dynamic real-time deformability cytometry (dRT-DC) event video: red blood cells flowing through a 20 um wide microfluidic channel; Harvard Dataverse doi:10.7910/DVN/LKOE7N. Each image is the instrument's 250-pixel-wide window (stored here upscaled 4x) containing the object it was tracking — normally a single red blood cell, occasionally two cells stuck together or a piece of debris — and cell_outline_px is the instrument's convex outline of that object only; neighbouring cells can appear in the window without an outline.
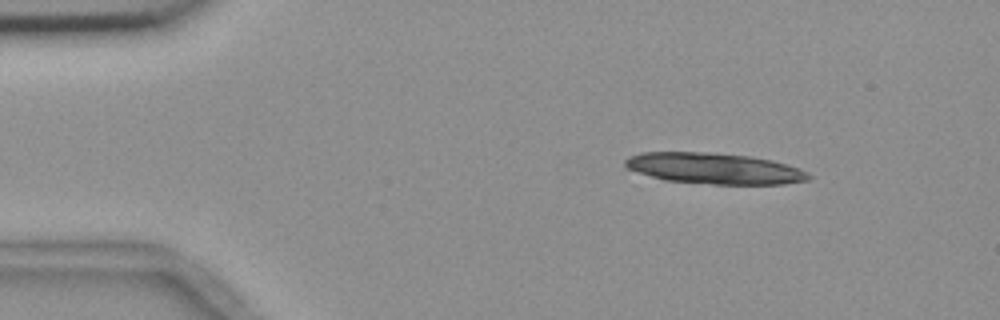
{"species": "common noctule bat (a hibernating species)", "species_latin": "Nyctalus noctula", "temperature_condition": "room temperature", "stored_images_in_passage": 10, "camera_frame_rate_fps": 3000, "um_per_image_px": 0.085, "animal": {"sex": "female", "body_mass_g": 18.4}, "frame": {"image": 1, "passage_image": 1, "time_ms": 0.0, "image_size_px": [1000, 320], "cell_outline_px": [[812, 176], [808, 180], [784, 184], [712, 184], [664, 180], [624, 168], [624, 160], [628, 156], [640, 152], [708, 152], [748, 156], [772, 160], [800, 168], [808, 172]], "centroid_in_image_um": [60.69, 14.31], "position_along_channel_um": 24.3, "area_um2": 33.29}}